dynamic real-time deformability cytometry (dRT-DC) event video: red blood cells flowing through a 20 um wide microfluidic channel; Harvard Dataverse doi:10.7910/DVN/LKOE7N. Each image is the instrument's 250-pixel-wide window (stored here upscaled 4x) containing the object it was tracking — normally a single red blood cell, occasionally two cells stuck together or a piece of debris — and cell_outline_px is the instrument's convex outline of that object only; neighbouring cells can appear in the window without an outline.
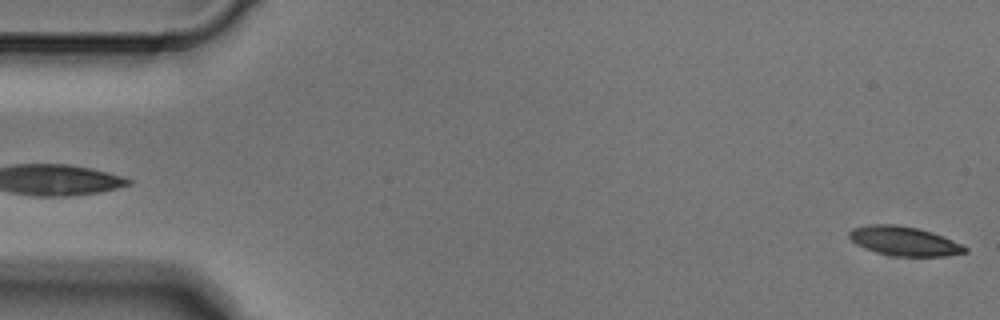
{"species": "Egyptian fruit bat (a non-hibernating species)", "species_latin": "Rousettus aegyptiacus", "temperature_condition": "cold", "stored_images_in_passage": 4, "segment_of_instrument_passage": [2, 2], "camera_frame_rate_fps": 3000, "um_per_image_px": 0.085, "animal": {"sex": "male"}, "frame": {"image": 1, "passage_image": 4, "time_ms": 1.0, "image_size_px": [1000, 320], "cell_outline_px": [[968, 252], [948, 256], [896, 256], [876, 252], [864, 248], [856, 244], [848, 236], [848, 232], [852, 228], [868, 224], [896, 224], [920, 228], [932, 232], [964, 244], [968, 248]], "centroid_in_image_um": [76.88, 20.48], "position_along_channel_um": 8.1, "area_um2": 20.0}}